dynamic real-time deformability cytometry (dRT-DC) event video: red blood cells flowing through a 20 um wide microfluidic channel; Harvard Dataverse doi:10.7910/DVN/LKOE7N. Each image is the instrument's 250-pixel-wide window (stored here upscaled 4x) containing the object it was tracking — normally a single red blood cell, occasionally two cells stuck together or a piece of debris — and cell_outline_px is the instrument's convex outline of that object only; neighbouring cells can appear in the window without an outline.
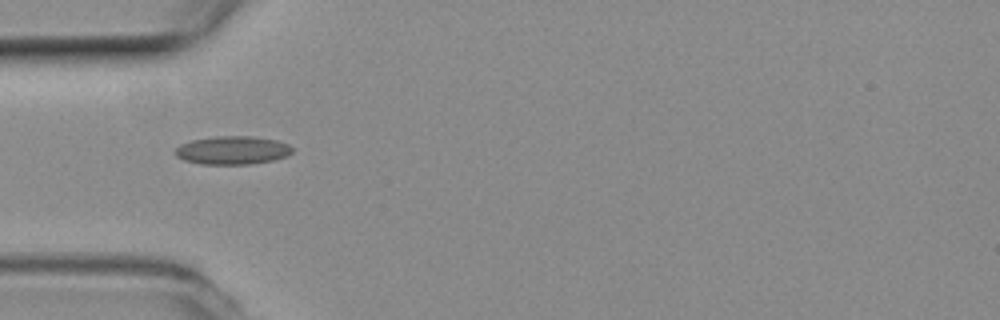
{"species": "common noctule bat (a hibernating species)", "species_latin": "Nyctalus noctula", "temperature_condition": "room temperature", "stored_images_in_passage": 3, "camera_frame_rate_fps": 3000, "um_per_image_px": 0.085, "animal": {"sex": "female", "body_mass_g": 19.3, "forearm_length_mm": 54.1}, "frame": {"image": 1, "passage_image": 3, "time_ms": 0.667, "image_size_px": [1000, 320], "cell_outline_px": [[292, 152], [288, 156], [272, 160], [248, 164], [200, 164], [184, 160], [176, 156], [172, 152], [180, 144], [192, 140], [216, 136], [252, 136], [276, 140], [288, 144], [292, 148]], "centroid_in_image_um": [19.73, 12.77], "position_along_channel_um": 65.3, "area_um2": 19.36}}